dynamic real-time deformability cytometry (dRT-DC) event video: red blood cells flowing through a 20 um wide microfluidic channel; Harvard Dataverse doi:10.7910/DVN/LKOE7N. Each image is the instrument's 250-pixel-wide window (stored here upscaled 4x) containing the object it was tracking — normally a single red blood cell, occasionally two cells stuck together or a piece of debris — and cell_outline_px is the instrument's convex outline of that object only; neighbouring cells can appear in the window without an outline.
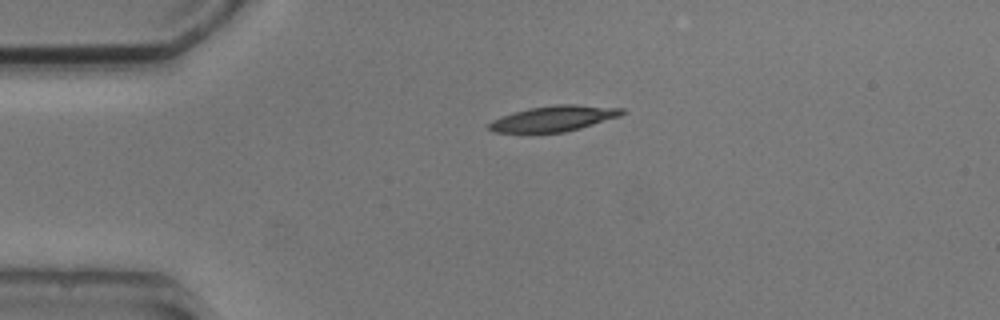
{"species": "common noctule bat (a hibernating species)", "species_latin": "Nyctalus noctula", "temperature_condition": "cold", "stored_images_in_passage": 3, "camera_frame_rate_fps": 3000, "um_per_image_px": 0.085, "animal": {"sex": "male", "body_mass_g": 20.5, "forearm_length_mm": 52.5}, "frame": {"image": 1, "passage_image": 1, "time_ms": 0.0, "image_size_px": [1000, 320], "cell_outline_px": [[628, 112], [620, 116], [580, 128], [564, 132], [492, 132], [488, 128], [488, 124], [492, 120], [528, 108], [556, 104], [576, 104], [624, 108]], "centroid_in_image_um": [47.13, 10.06], "position_along_channel_um": 37.9, "area_um2": 19.71}}